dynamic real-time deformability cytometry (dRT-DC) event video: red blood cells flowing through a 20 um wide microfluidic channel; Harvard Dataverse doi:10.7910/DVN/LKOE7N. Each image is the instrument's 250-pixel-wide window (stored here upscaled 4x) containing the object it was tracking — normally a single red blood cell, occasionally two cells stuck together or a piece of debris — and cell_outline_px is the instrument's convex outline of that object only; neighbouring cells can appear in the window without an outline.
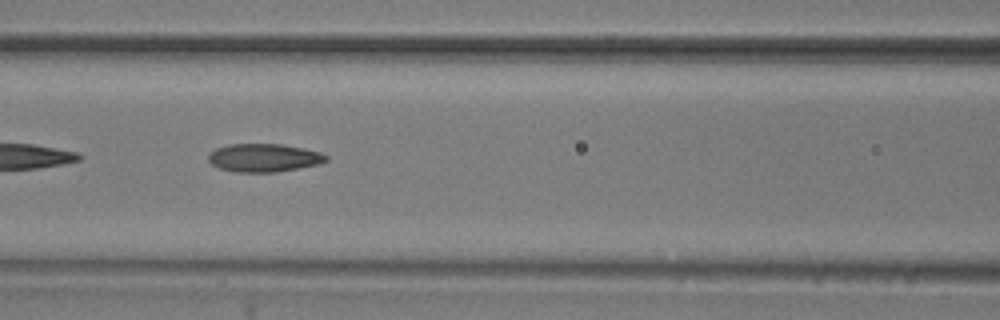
{"species": "common noctule bat (a hibernating species)", "species_latin": "Nyctalus noctula", "temperature_condition": "room temperature", "stored_images_in_passage": 39, "camera_frame_rate_fps": 3000, "um_per_image_px": 0.085, "animal": {"sex": "male", "body_mass_g": 20.5, "forearm_length_mm": 52.5}, "frame": {"image": 1, "passage_image": 23, "time_ms": 7.333, "image_size_px": [1000, 320], "cell_outline_px": [[328, 160], [316, 164], [276, 172], [236, 172], [220, 168], [212, 164], [208, 160], [208, 156], [216, 148], [228, 144], [280, 144], [320, 152], [328, 156]], "centroid_in_image_um": [22.4, 13.41], "position_along_channel_um": 144.2, "area_um2": 19.02}}